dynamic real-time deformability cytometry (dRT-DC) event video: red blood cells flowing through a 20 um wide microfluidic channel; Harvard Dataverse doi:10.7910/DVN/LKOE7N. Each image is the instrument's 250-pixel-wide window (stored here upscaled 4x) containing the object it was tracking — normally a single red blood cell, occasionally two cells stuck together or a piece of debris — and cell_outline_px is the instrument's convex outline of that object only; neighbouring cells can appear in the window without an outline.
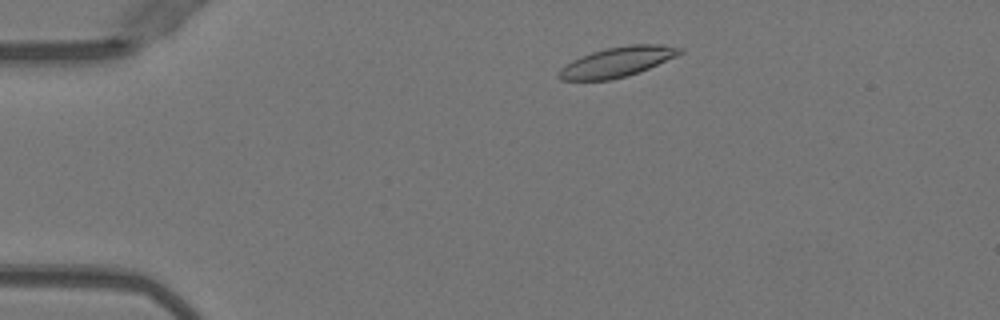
{"species": "Egyptian fruit bat (a non-hibernating species)", "species_latin": "Rousettus aegyptiacus", "temperature_condition": "warm", "stored_images_in_passage": 46, "camera_frame_rate_fps": 3000, "um_per_image_px": 0.085, "animal": {"sex": "female"}, "frame": {"image": 1, "passage_image": 5, "time_ms": 1.333, "image_size_px": [1000, 320], "cell_outline_px": [[684, 52], [676, 56], [640, 72], [628, 76], [608, 80], [560, 80], [556, 76], [560, 68], [572, 60], [592, 52], [608, 48], [628, 44], [664, 44], [684, 48]], "centroid_in_image_um": [52.49, 5.26], "position_along_channel_um": 32.5, "area_um2": 21.21}}
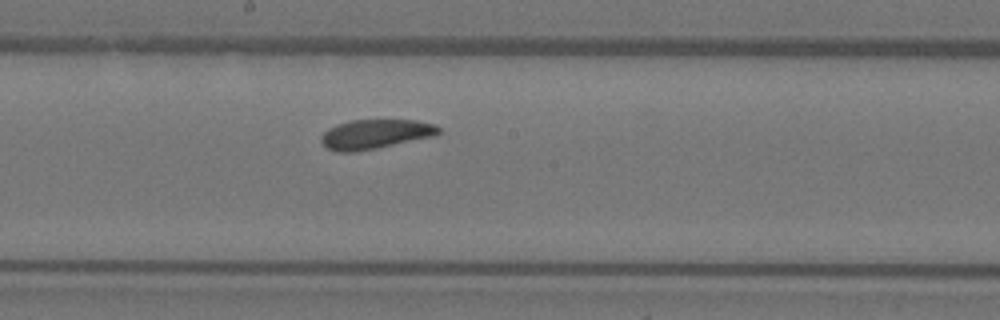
{"frame": {"image": 2, "passage_image": 23, "time_ms": 7.333, "image_size_px": [1000, 320], "cell_outline_px": [[440, 132], [432, 136], [376, 148], [352, 152], [336, 152], [328, 148], [320, 140], [320, 136], [328, 128], [336, 124], [348, 120], [416, 120], [436, 124], [440, 128]], "centroid_in_image_um": [31.86, 11.39], "position_along_channel_um": 216.3, "area_um2": 20.06}}
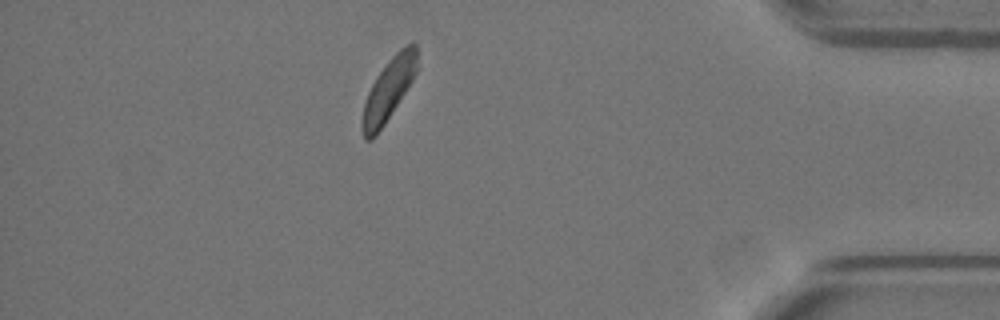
{"frame": {"image": 3, "passage_image": 40, "time_ms": 13.0, "image_size_px": [1000, 320], "cell_outline_px": [[416, 72], [412, 80], [384, 124], [376, 136], [372, 140], [364, 140], [360, 124], [364, 104], [368, 92], [376, 76], [392, 56], [404, 44], [416, 44]], "centroid_in_image_um": [32.98, 7.66], "position_along_channel_um": 402.2, "area_um2": 19.48}, "authors_computed_cell_mechanics": {"area_um2": 20.7502, "velocity_mm_per_s": 3.9661, "shape_relaxation_time_tau1_ms": 2.2199, "shape_relaxation_time_tau2_ms": 2.237, "deformation_change_tau1": 0.1167, "deformation_change_tau2": 0.1001}}